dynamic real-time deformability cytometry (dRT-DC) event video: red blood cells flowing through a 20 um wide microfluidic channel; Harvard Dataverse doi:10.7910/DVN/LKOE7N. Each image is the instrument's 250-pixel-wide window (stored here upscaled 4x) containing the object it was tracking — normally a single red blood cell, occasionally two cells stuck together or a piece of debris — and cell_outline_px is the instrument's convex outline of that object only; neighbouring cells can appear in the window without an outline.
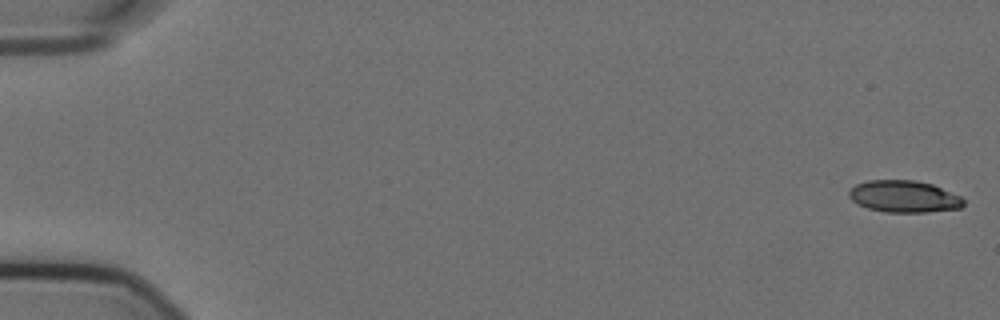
{"species": "Egyptian fruit bat (a non-hibernating species)", "species_latin": "Rousettus aegyptiacus", "temperature_condition": "cold", "stored_images_in_passage": 9, "camera_frame_rate_fps": 3000, "um_per_image_px": 0.085, "animal": {"sex": "female"}, "frame": {"image": 1, "passage_image": 1, "time_ms": 0.0, "image_size_px": [1000, 320], "cell_outline_px": [[964, 204], [960, 208], [928, 212], [884, 212], [868, 208], [852, 200], [848, 196], [848, 192], [856, 184], [868, 180], [916, 180], [932, 184], [960, 196], [964, 200]], "centroid_in_image_um": [76.84, 16.7], "position_along_channel_um": 8.2, "area_um2": 21.21}}